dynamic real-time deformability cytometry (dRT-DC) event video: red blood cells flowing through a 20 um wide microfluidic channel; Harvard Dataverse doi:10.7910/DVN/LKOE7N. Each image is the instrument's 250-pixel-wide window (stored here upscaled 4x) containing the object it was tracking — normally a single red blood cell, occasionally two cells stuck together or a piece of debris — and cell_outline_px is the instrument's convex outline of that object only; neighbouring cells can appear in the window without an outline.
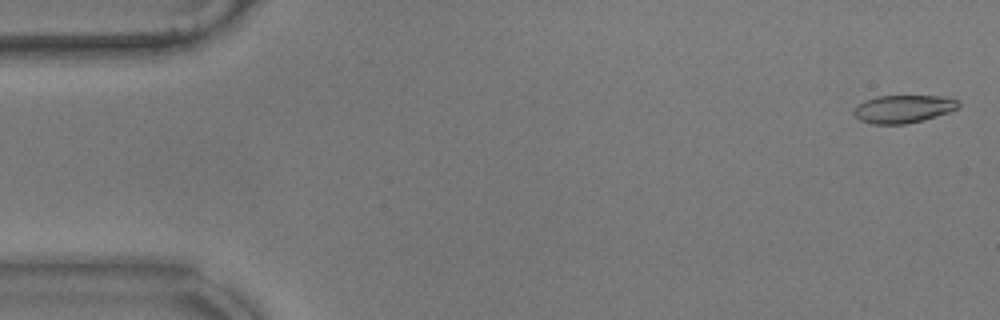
{"species": "common noctule bat (a hibernating species)", "species_latin": "Nyctalus noctula", "temperature_condition": "warm", "stored_images_in_passage": 57, "camera_frame_rate_fps": 3000, "um_per_image_px": 0.085, "animal": {"sex": "male", "body_mass_g": 17.9}, "frame": {"image": 1, "passage_image": 2, "time_ms": 0.333, "image_size_px": [1000, 320], "cell_outline_px": [[960, 104], [956, 108], [948, 112], [924, 120], [904, 124], [872, 124], [860, 120], [852, 112], [860, 104], [876, 96], [940, 96], [956, 100]], "centroid_in_image_um": [76.77, 9.27], "position_along_channel_um": 8.2, "area_um2": 16.65}}
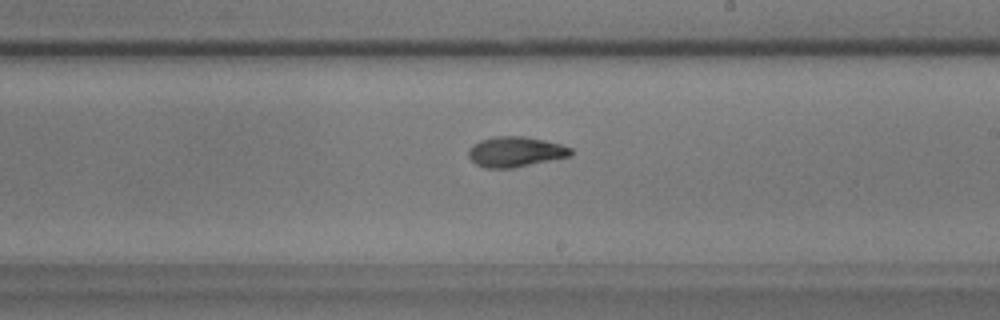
{"frame": {"image": 2, "passage_image": 33, "time_ms": 10.667, "image_size_px": [1000, 320], "cell_outline_px": [[572, 156], [512, 168], [484, 168], [476, 164], [468, 156], [468, 148], [472, 144], [480, 140], [496, 136], [524, 136], [544, 140], [560, 144], [572, 148]], "centroid_in_image_um": [43.8, 12.9], "position_along_channel_um": 245.2, "area_um2": 18.15}}
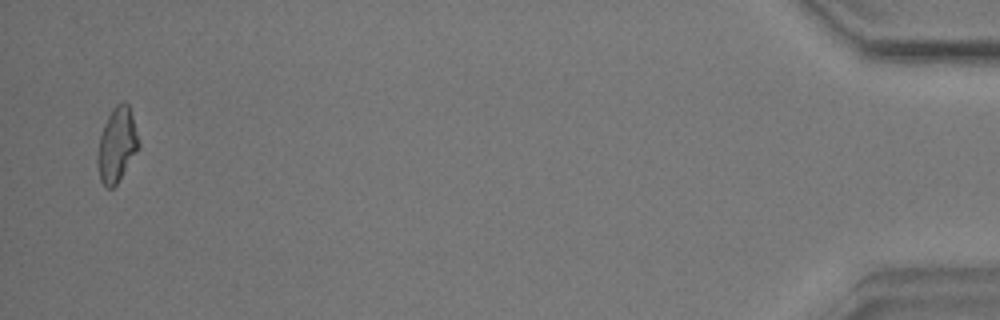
{"frame": {"image": 3, "passage_image": 56, "time_ms": 18.333, "image_size_px": [1000, 320], "cell_outline_px": [[140, 148], [116, 184], [112, 188], [104, 188], [100, 180], [96, 160], [100, 136], [104, 124], [112, 108], [116, 104], [124, 100], [128, 104], [132, 116], [140, 144]], "centroid_in_image_um": [9.93, 12.32], "position_along_channel_um": 425.3, "area_um2": 17.92}, "authors_computed_cell_mechanics": {"area_um2": 17.6868, "velocity_mm_per_s": 3.5263, "shape_relaxation_time_tau1_ms": 5.642, "shape_relaxation_time_tau2_ms": 2.7351, "deformation_change_tau1": 0.1536, "deformation_change_tau2": 0.0913}}